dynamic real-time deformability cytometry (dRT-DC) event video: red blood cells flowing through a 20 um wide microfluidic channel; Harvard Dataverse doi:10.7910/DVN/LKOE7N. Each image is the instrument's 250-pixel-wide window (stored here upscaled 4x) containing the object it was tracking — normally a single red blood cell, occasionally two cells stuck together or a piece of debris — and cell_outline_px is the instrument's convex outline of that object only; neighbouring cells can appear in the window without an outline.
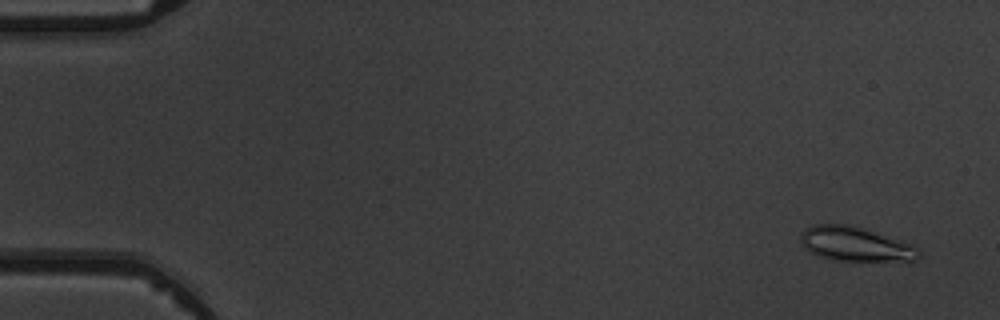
{"species": "common noctule bat (a hibernating species)", "species_latin": "Nyctalus noctula", "temperature_condition": "warm", "stored_images_in_passage": 5, "camera_frame_rate_fps": 3000, "um_per_image_px": 0.085, "animal": {"sex": "male", "body_mass_g": 19.5, "forearm_length_mm": 54.6}, "frame": {"image": 1, "passage_image": 1, "time_ms": 0.0, "image_size_px": [1000, 320], "cell_outline_px": [[920, 256], [916, 260], [840, 260], [824, 256], [812, 252], [804, 248], [800, 240], [800, 232], [816, 224], [852, 224], [912, 244], [920, 252]], "centroid_in_image_um": [72.7, 20.72], "position_along_channel_um": 12.3, "area_um2": 23.18}}